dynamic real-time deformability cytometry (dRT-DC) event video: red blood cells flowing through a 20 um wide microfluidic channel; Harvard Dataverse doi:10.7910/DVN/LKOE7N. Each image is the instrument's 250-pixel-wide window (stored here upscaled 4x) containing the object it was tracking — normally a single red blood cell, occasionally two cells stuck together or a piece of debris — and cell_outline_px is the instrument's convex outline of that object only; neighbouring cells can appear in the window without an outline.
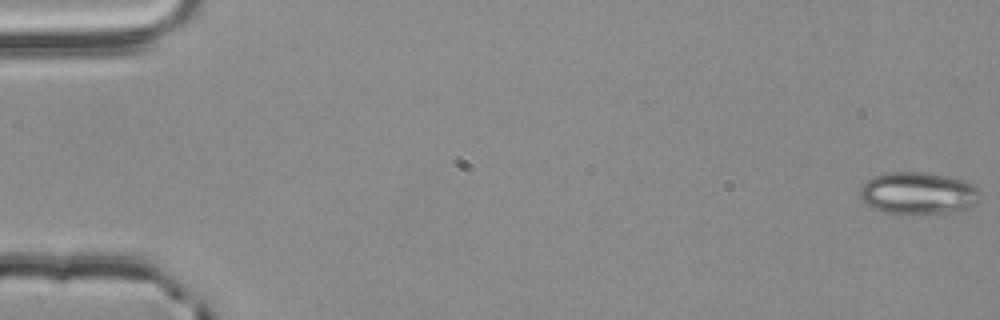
{"species": "common noctule bat (a hibernating species)", "species_latin": "Nyctalus noctula", "temperature_condition": "room temperature", "stored_images_in_passage": 56, "camera_frame_rate_fps": 3000, "um_per_image_px": 0.085, "animal": {"sex": "male", "body_mass_g": 20.4}, "frame": {"image": 1, "passage_image": 1, "time_ms": 0.0, "image_size_px": [1000, 320], "cell_outline_px": [[980, 200], [972, 208], [944, 212], [912, 216], [884, 212], [868, 204], [860, 196], [860, 188], [872, 176], [888, 172], [920, 172], [944, 176], [964, 180], [972, 184], [980, 192]], "centroid_in_image_um": [78.07, 16.44], "position_along_channel_um": 6.9, "area_um2": 29.71}}
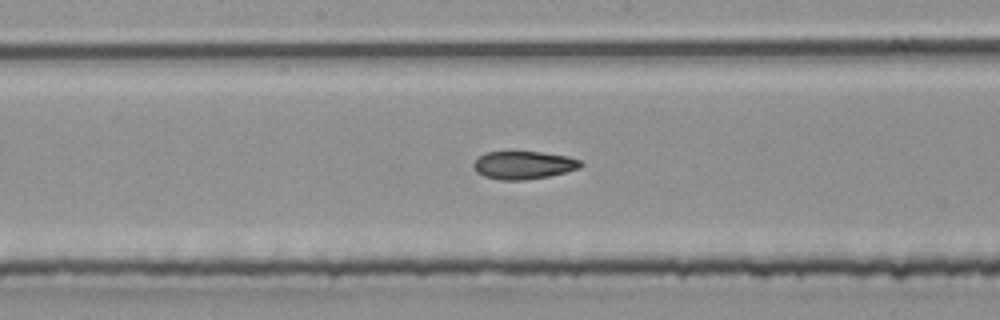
{"frame": {"image": 2, "passage_image": 30, "time_ms": 9.667, "image_size_px": [1000, 320], "cell_outline_px": [[584, 164], [580, 168], [548, 176], [524, 180], [504, 180], [484, 176], [476, 172], [472, 164], [484, 152], [540, 152], [568, 156], [580, 160]], "centroid_in_image_um": [44.51, 14.03], "position_along_channel_um": 203.7, "area_um2": 17.34}}
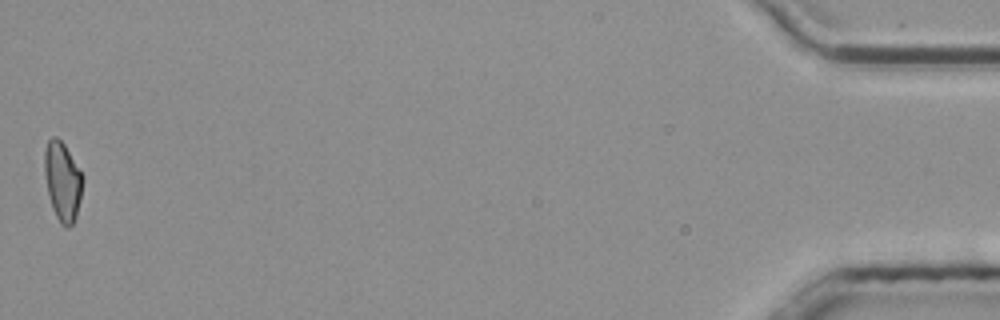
{"frame": {"image": 3, "passage_image": 56, "time_ms": 18.333, "image_size_px": [1000, 320], "cell_outline_px": [[84, 180], [80, 200], [76, 216], [72, 224], [68, 228], [64, 228], [60, 224], [52, 208], [44, 176], [44, 152], [48, 140], [52, 136], [56, 136], [64, 144], [84, 176]], "centroid_in_image_um": [5.32, 15.42], "position_along_channel_um": 429.9, "area_um2": 17.74}, "authors_computed_cell_mechanics": {"area_um2": 18.207, "velocity_mm_per_s": 3.7856, "shape_relaxation_time_tau1_ms": null, "shape_relaxation_time_tau2_ms": 4.8736, "deformation_change_tau1": null, "deformation_change_tau2": 0.1279}}